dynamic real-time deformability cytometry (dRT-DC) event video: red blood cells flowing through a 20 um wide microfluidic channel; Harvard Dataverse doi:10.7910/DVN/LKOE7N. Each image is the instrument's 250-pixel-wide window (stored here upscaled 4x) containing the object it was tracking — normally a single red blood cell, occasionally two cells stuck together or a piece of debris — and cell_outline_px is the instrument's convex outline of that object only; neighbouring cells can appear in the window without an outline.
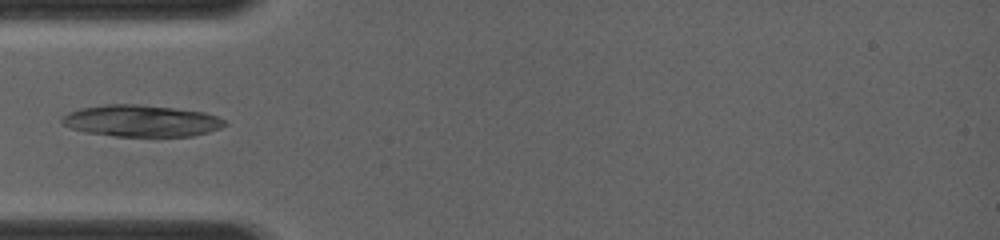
{"species": "common noctule bat (a hibernating species)", "species_latin": "Nyctalus noctula", "temperature_condition": "room temperature", "stored_images_in_passage": 3, "camera_frame_rate_fps": 4000, "um_per_image_px": 0.085, "animal": {"sex": "female", "body_mass_g": 19.0, "forearm_length_mm": 56.7}, "frame": {"image": 1, "passage_image": 3, "time_ms": 2.25, "image_size_px": [1000, 240], "cell_outline_px": [[228, 124], [220, 128], [208, 132], [192, 136], [116, 136], [84, 132], [72, 128], [64, 124], [60, 120], [68, 112], [80, 108], [104, 104], [140, 104], [204, 112], [216, 116], [224, 120]], "centroid_in_image_um": [12.0, 10.27], "position_along_channel_um": 73.0, "area_um2": 29.94}}